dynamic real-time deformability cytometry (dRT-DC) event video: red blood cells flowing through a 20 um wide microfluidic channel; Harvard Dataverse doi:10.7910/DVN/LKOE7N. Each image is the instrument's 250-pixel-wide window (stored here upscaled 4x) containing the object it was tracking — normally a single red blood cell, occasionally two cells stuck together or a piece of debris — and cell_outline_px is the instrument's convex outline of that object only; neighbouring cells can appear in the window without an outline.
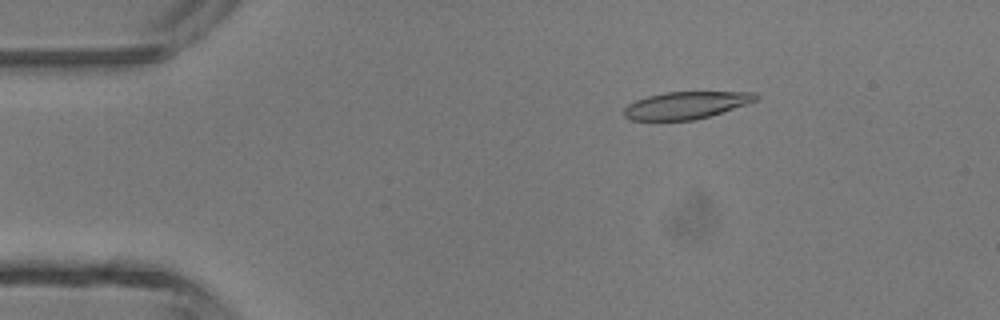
{"species": "common noctule bat (a hibernating species)", "species_latin": "Nyctalus noctula", "temperature_condition": "room temperature", "stored_images_in_passage": 5, "camera_frame_rate_fps": 3000, "um_per_image_px": 0.085, "animal": {"sex": "male", "body_mass_g": 13.3}, "frame": {"image": 1, "passage_image": 5, "time_ms": 1.333, "image_size_px": [1000, 320], "cell_outline_px": [[760, 96], [756, 100], [696, 120], [628, 120], [624, 116], [624, 108], [628, 104], [636, 100], [648, 96], [664, 92], [756, 92]], "centroid_in_image_um": [58.26, 8.94], "position_along_channel_um": 26.7, "area_um2": 20.69}}